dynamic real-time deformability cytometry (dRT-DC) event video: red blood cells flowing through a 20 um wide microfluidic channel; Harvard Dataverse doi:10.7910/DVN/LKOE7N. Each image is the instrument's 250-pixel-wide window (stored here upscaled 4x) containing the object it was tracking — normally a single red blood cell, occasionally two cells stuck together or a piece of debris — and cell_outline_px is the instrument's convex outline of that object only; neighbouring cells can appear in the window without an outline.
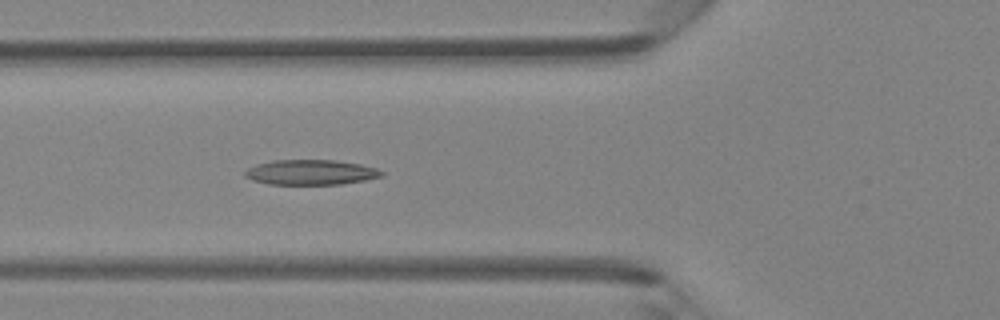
{"species": "Egyptian fruit bat (a non-hibernating species)", "species_latin": "Rousettus aegyptiacus", "temperature_condition": "room temperature", "stored_images_in_passage": 45, "camera_frame_rate_fps": 3000, "um_per_image_px": 0.085, "animal": {"sex": "female"}, "frame": {"image": 1, "passage_image": 16, "time_ms": 5.0, "image_size_px": [1000, 320], "cell_outline_px": [[384, 176], [364, 180], [340, 184], [268, 184], [252, 180], [244, 176], [244, 172], [248, 168], [256, 164], [272, 160], [336, 160], [360, 164], [376, 168], [384, 172]], "centroid_in_image_um": [26.4, 14.64], "position_along_channel_um": 99.4, "area_um2": 20.0}}
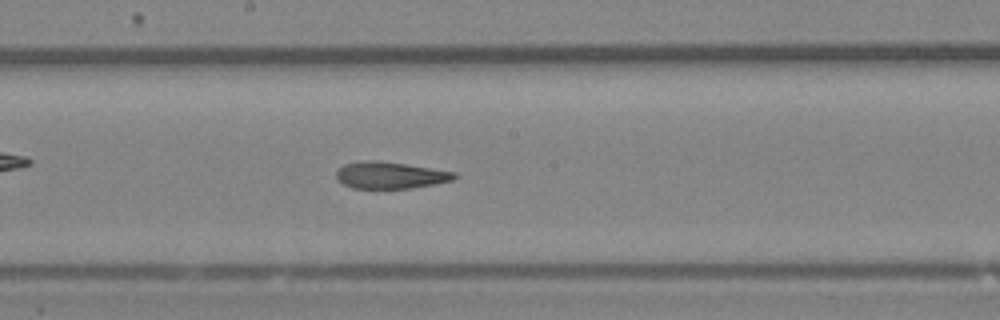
{"frame": {"image": 2, "passage_image": 24, "time_ms": 7.667, "image_size_px": [1000, 320], "cell_outline_px": [[456, 176], [452, 180], [436, 184], [412, 188], [352, 188], [336, 180], [336, 172], [344, 164], [368, 160], [376, 160], [432, 168], [456, 172]], "centroid_in_image_um": [33.16, 14.9], "position_along_channel_um": 215.0, "area_um2": 18.32}}
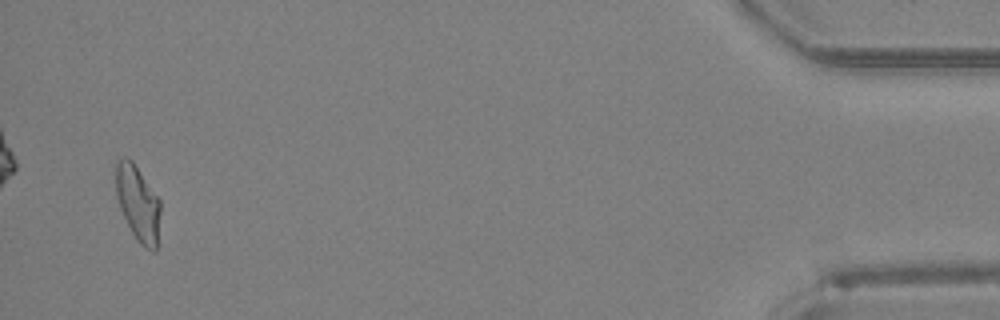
{"frame": {"image": 3, "passage_image": 44, "time_ms": 14.333, "image_size_px": [1000, 320], "cell_outline_px": [[160, 212], [156, 252], [152, 252], [144, 248], [136, 240], [120, 208], [116, 196], [116, 160], [124, 156], [132, 160], [160, 200]], "centroid_in_image_um": [11.72, 17.29], "position_along_channel_um": 423.5, "area_um2": 19.59}, "authors_computed_cell_mechanics": {"area_um2": 19.7098, "velocity_mm_per_s": 4.349, "shape_relaxation_time_tau1_ms": 6.0319, "shape_relaxation_time_tau2_ms": 2.1608, "deformation_change_tau1": 0.1771, "deformation_change_tau2": 0.109}}